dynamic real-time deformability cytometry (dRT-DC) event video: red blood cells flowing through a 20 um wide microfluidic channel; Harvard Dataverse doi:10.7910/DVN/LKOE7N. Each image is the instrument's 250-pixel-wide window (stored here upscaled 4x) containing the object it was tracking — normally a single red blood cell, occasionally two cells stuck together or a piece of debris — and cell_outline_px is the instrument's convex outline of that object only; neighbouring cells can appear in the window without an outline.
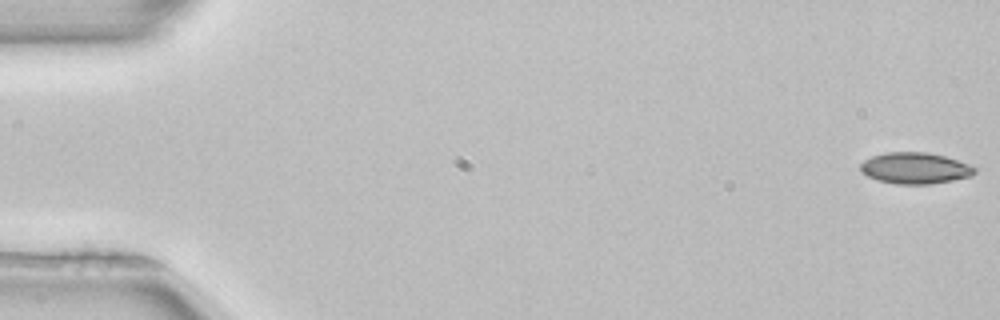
{"species": "common noctule bat (a hibernating species)", "species_latin": "Nyctalus noctula", "temperature_condition": "room temperature", "stored_images_in_passage": 52, "camera_frame_rate_fps": 3000, "um_per_image_px": 0.085, "animal": {"sex": "female", "body_mass_g": 22.7, "forearm_length_mm": 54.2}, "frame": {"image": 1, "passage_image": 1, "time_ms": 0.0, "image_size_px": [1000, 320], "cell_outline_px": [[976, 172], [972, 176], [952, 180], [928, 184], [896, 184], [876, 180], [860, 172], [860, 164], [864, 160], [872, 156], [888, 152], [928, 152], [944, 156], [968, 164], [976, 168]], "centroid_in_image_um": [77.75, 14.29], "position_along_channel_um": 7.2, "area_um2": 20.81}}
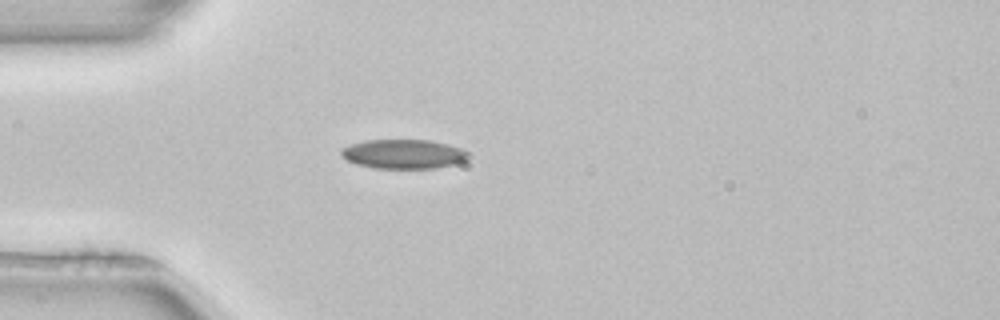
{"frame": {"image": 2, "passage_image": 15, "time_ms": 4.667, "image_size_px": [1000, 320], "cell_outline_px": [[468, 160], [436, 168], [376, 168], [356, 164], [340, 156], [340, 152], [344, 148], [352, 144], [364, 140], [432, 140], [448, 144], [460, 148], [468, 152]], "centroid_in_image_um": [34.31, 13.09], "position_along_channel_um": 50.7, "area_um2": 21.62}, "authors_computed_cell_mechanics": {"area_um2": 20.8947, "velocity_mm_per_s": 3.9535, "shape_relaxation_time_tau1_ms": 5.8405, "shape_relaxation_time_tau2_ms": null, "deformation_change_tau1": 0.1296, "deformation_change_tau2": null}}